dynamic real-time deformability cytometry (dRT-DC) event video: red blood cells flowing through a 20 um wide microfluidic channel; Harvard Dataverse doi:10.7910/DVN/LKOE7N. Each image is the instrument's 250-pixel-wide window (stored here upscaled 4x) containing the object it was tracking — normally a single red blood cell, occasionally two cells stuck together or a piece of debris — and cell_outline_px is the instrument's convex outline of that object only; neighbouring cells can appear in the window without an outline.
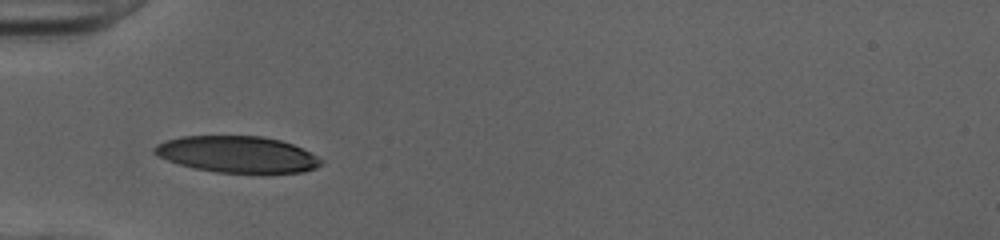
{"species": "human", "species_latin": "Homo sapiens", "temperature_condition": "cold", "stored_images_in_passage": 28, "camera_frame_rate_fps": 3000, "um_per_image_px": 0.085, "donor": {"sex": "female"}, "frame": {"image": 1, "passage_image": 1, "time_ms": 0.0, "image_size_px": [1000, 240], "cell_outline_px": [[324, 160], [316, 168], [304, 172], [216, 172], [192, 168], [168, 160], [152, 152], [152, 148], [156, 144], [180, 136], [260, 136], [280, 140], [292, 144]], "centroid_in_image_um": [20.14, 13.11], "position_along_channel_um": 64.9, "area_um2": 35.03}}
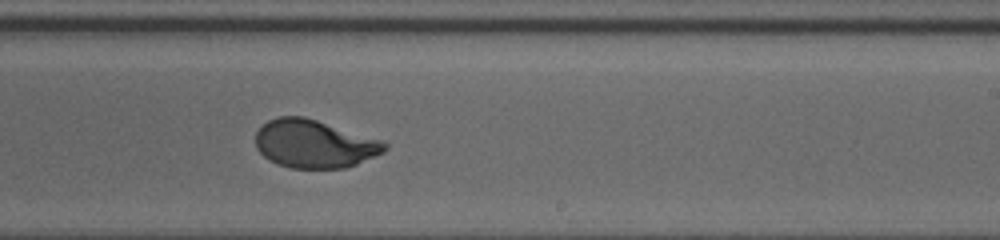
{"frame": {"image": 2, "passage_image": 16, "time_ms": 5.0, "image_size_px": [1000, 240], "cell_outline_px": [[388, 148], [384, 152], [356, 164], [344, 168], [292, 168], [276, 164], [268, 160], [256, 148], [256, 132], [268, 120], [276, 116], [304, 116], [384, 140], [388, 144]], "centroid_in_image_um": [26.73, 12.22], "position_along_channel_um": 262.3, "area_um2": 36.41}}
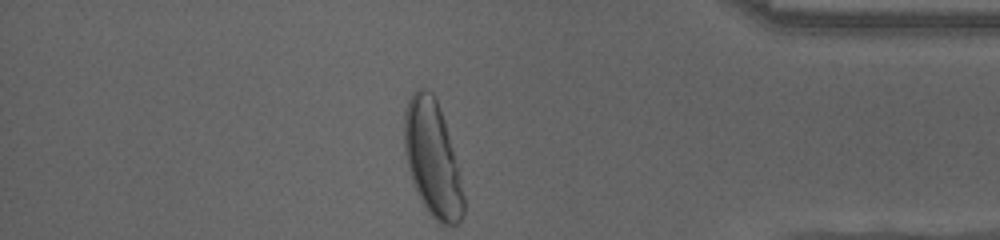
{"frame": {"image": 3, "passage_image": 28, "time_ms": 9.0, "image_size_px": [1000, 240], "cell_outline_px": [[464, 212], [460, 220], [456, 224], [440, 224], [428, 212], [420, 200], [416, 192], [408, 168], [404, 152], [404, 112], [408, 100], [412, 92], [416, 88], [424, 88], [432, 92], [440, 108], [444, 120], [464, 196]], "centroid_in_image_um": [36.72, 13.48], "position_along_channel_um": 398.5, "area_um2": 39.42}, "authors_computed_cell_mechanics": {"area_um2": 36.5007, "velocity_mm_per_s": 4.012, "shape_relaxation_time_tau1_ms": 3.6236, "shape_relaxation_time_tau2_ms": null, "deformation_change_tau1": 0.1807, "deformation_change_tau2": null}}